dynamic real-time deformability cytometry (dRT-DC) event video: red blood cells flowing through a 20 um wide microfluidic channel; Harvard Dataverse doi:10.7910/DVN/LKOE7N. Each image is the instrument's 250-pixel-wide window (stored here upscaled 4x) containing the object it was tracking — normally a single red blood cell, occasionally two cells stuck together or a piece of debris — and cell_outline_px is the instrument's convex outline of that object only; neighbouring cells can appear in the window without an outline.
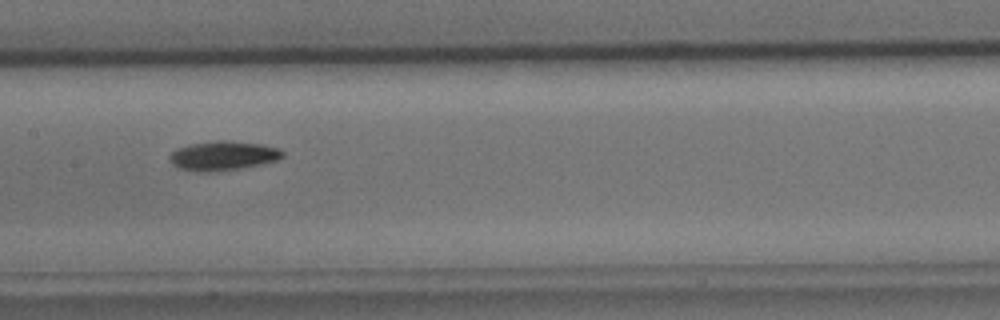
{"species": "common noctule bat (a hibernating species)", "species_latin": "Nyctalus noctula", "temperature_condition": "cold", "stored_images_in_passage": 8, "camera_frame_rate_fps": 3000, "um_per_image_px": 0.085, "animal": {"sex": "male", "body_mass_g": 15.6}, "frame": {"image": 1, "passage_image": 7, "time_ms": 7.667, "image_size_px": [1000, 320], "cell_outline_px": [[284, 156], [276, 160], [260, 164], [240, 168], [216, 172], [200, 172], [180, 168], [172, 164], [168, 160], [168, 156], [176, 148], [188, 144], [216, 140], [224, 140], [264, 144], [280, 148], [284, 152]], "centroid_in_image_um": [18.94, 13.23], "position_along_channel_um": 188.5, "area_um2": 19.54}}
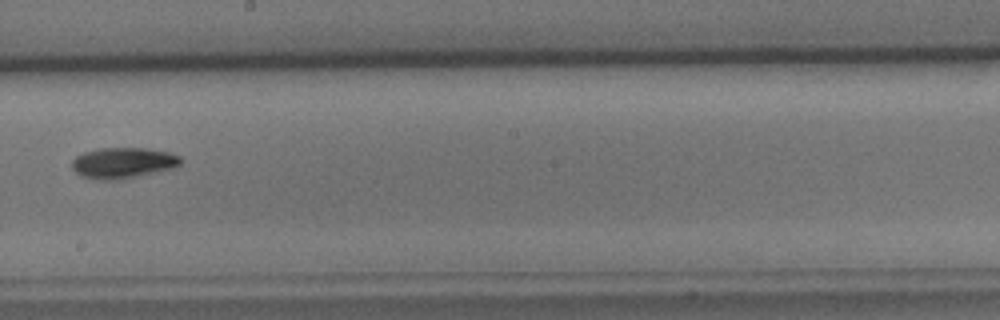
{"frame": {"image": 2, "passage_image": 8, "time_ms": 9.0, "image_size_px": [1000, 320], "cell_outline_px": [[180, 164], [172, 168], [120, 180], [92, 180], [80, 176], [72, 168], [72, 160], [76, 156], [84, 152], [100, 148], [144, 148], [168, 152], [180, 156]], "centroid_in_image_um": [10.4, 13.86], "position_along_channel_um": 237.8, "area_um2": 19.54}}